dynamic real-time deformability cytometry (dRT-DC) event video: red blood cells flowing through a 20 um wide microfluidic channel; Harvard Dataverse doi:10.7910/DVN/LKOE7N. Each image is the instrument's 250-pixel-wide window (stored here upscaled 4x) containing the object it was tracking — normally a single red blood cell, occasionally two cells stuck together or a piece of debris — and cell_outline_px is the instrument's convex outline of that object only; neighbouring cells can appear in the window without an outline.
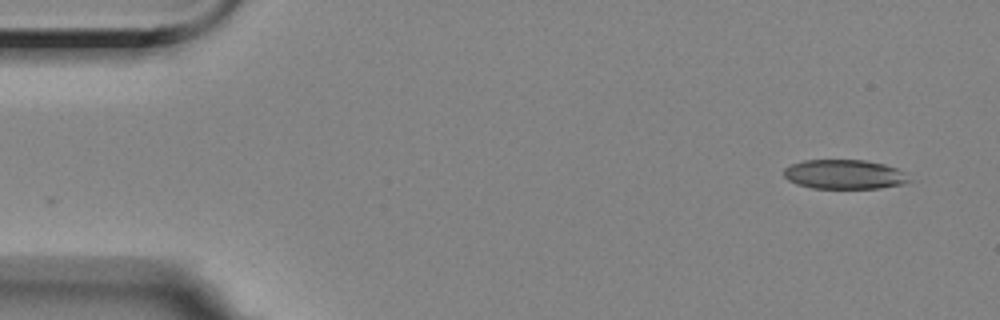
{"species": "Egyptian fruit bat (a non-hibernating species)", "species_latin": "Rousettus aegyptiacus", "temperature_condition": "room temperature", "stored_images_in_passage": 52, "camera_frame_rate_fps": 3000, "um_per_image_px": 0.085, "animal": {"sex": "female"}, "frame": {"image": 1, "passage_image": 1, "time_ms": 0.0, "image_size_px": [1000, 320], "cell_outline_px": [[912, 180], [904, 184], [880, 188], [812, 188], [796, 184], [788, 180], [784, 176], [784, 168], [792, 164], [804, 160], [868, 160], [884, 164], [908, 172]], "centroid_in_image_um": [71.83, 14.82], "position_along_channel_um": 13.2, "area_um2": 21.73}}
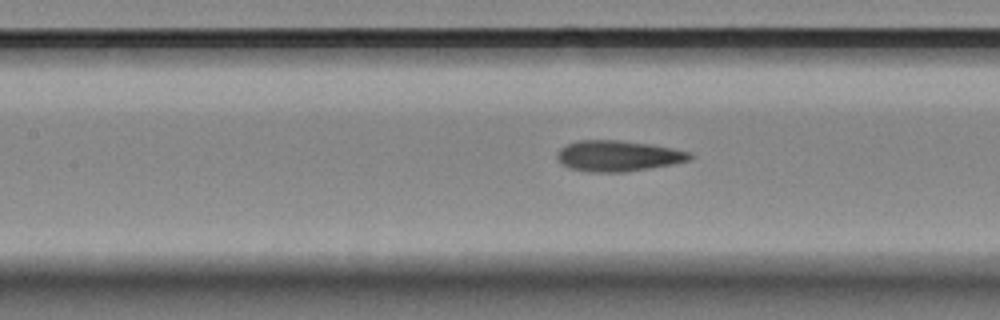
{"frame": {"image": 2, "passage_image": 22, "time_ms": 7.0, "image_size_px": [1000, 320], "cell_outline_px": [[692, 156], [688, 160], [672, 164], [624, 172], [588, 172], [568, 168], [560, 164], [556, 160], [556, 152], [560, 148], [576, 140], [620, 140], [648, 144], [672, 148], [688, 152]], "centroid_in_image_um": [52.42, 13.25], "position_along_channel_um": 155.0, "area_um2": 23.81}}
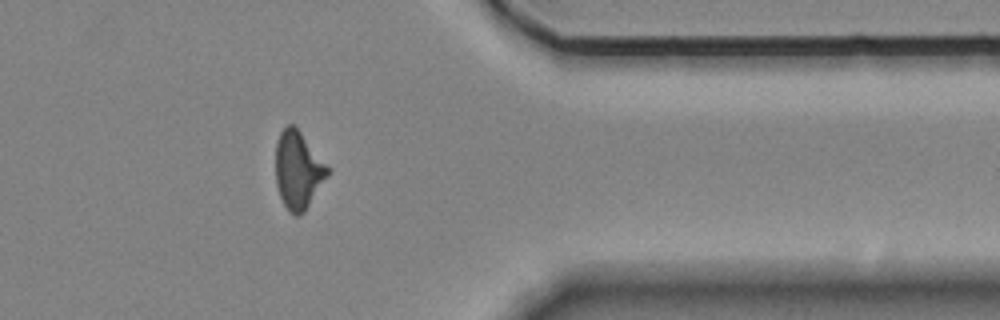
{"frame": {"image": 3, "passage_image": 43, "time_ms": 14.0, "image_size_px": [1000, 320], "cell_outline_px": [[332, 172], [304, 212], [300, 216], [296, 216], [288, 212], [280, 196], [276, 184], [276, 140], [280, 132], [288, 124], [292, 124], [300, 132], [332, 168]], "centroid_in_image_um": [25.38, 14.48], "position_along_channel_um": 386.0, "area_um2": 23.93}, "authors_computed_cell_mechanics": {"area_um2": 23.7558, "velocity_mm_per_s": 3.5221, "shape_relaxation_time_tau1_ms": 7.4937, "shape_relaxation_time_tau2_ms": 2.2481, "deformation_change_tau1": 0.1682, "deformation_change_tau2": 0.1199}}